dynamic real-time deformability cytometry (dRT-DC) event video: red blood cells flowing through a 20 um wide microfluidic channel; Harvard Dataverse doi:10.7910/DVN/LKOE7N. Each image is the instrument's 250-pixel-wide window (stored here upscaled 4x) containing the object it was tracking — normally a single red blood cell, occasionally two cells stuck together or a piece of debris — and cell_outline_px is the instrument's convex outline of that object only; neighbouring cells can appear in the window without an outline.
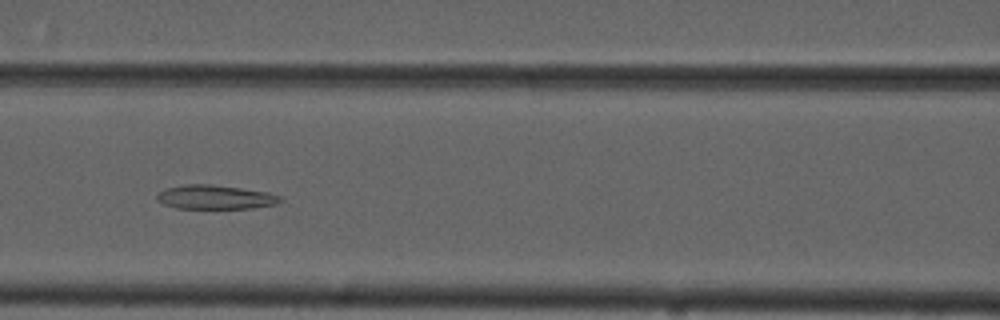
{"species": "common noctule bat (a hibernating species)", "species_latin": "Nyctalus noctula", "temperature_condition": "cold", "stored_images_in_passage": 40, "camera_frame_rate_fps": 3000, "um_per_image_px": 0.085, "animal": {"sex": "male", "forearm_length_mm": 52.5}, "frame": {"image": 1, "passage_image": 12, "time_ms": 3.667, "image_size_px": [1000, 320], "cell_outline_px": [[284, 200], [276, 204], [252, 208], [176, 208], [164, 204], [156, 196], [164, 188], [188, 184], [212, 184], [268, 192], [280, 196]], "centroid_in_image_um": [18.33, 16.75], "position_along_channel_um": 148.3, "area_um2": 17.17}}
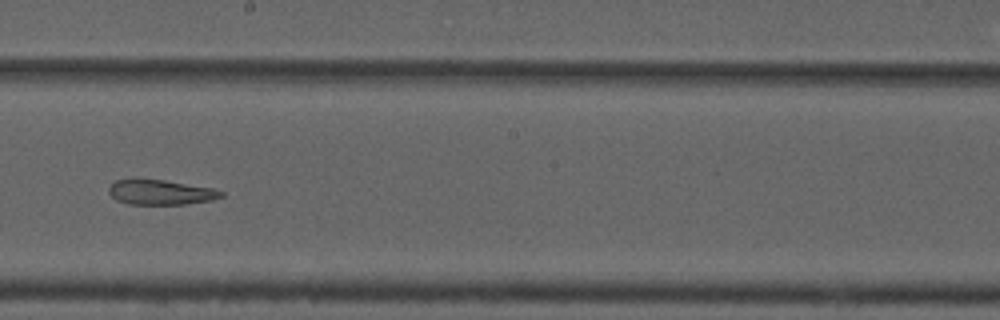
{"frame": {"image": 2, "passage_image": 19, "time_ms": 6.0, "image_size_px": [1000, 320], "cell_outline_px": [[224, 196], [212, 200], [184, 204], [128, 204], [116, 200], [108, 192], [108, 188], [116, 180], [164, 180], [212, 188], [224, 192]], "centroid_in_image_um": [13.67, 16.36], "position_along_channel_um": 234.5, "area_um2": 16.07}}
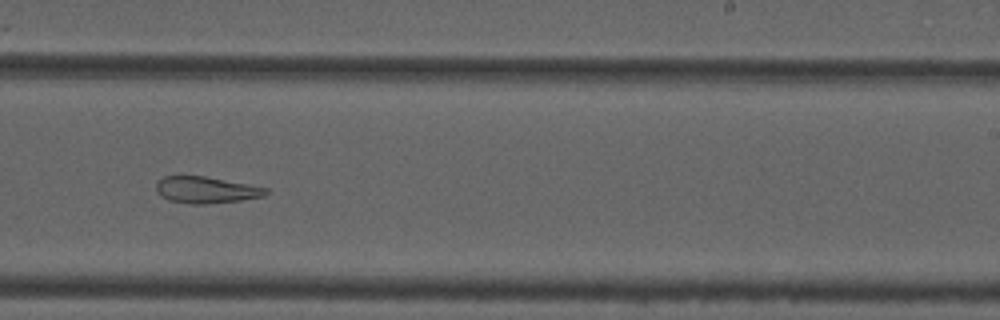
{"frame": {"image": 3, "passage_image": 22, "time_ms": 7.0, "image_size_px": [1000, 320], "cell_outline_px": [[268, 192], [264, 196], [240, 200], [208, 204], [188, 204], [168, 200], [160, 196], [156, 188], [156, 184], [164, 176], [176, 172], [204, 176], [248, 184], [268, 188]], "centroid_in_image_um": [17.44, 16.11], "position_along_channel_um": 271.6, "area_um2": 17.51}, "authors_computed_cell_mechanics": {"area_um2": 19.1896, "velocity_mm_per_s": 3.7117, "shape_relaxation_time_tau1_ms": null, "shape_relaxation_time_tau2_ms": 7.6061, "deformation_change_tau1": null, "deformation_change_tau2": 0.1965}}